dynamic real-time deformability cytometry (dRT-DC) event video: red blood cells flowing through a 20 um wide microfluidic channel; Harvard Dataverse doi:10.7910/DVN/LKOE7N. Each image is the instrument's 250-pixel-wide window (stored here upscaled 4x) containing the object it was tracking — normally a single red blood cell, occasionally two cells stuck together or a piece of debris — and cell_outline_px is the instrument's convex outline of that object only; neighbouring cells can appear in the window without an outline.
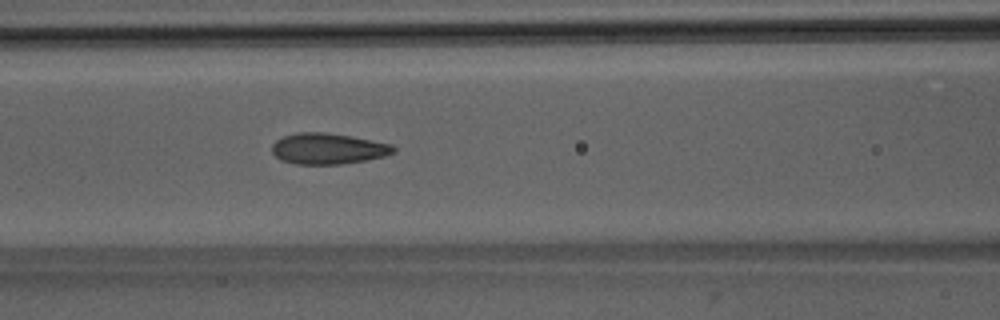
{"species": "Egyptian fruit bat (a non-hibernating species)", "species_latin": "Rousettus aegyptiacus", "temperature_condition": "room temperature", "stored_images_in_passage": 51, "camera_frame_rate_fps": 3000, "um_per_image_px": 0.085, "animal": {"sex": "male"}, "frame": {"image": 1, "passage_image": 22, "time_ms": 7.0, "image_size_px": [1000, 320], "cell_outline_px": [[396, 152], [384, 156], [364, 160], [340, 164], [296, 164], [280, 160], [272, 152], [272, 144], [276, 140], [284, 136], [300, 132], [324, 132], [348, 136], [392, 144], [396, 148]], "centroid_in_image_um": [27.86, 12.64], "position_along_channel_um": 138.7, "area_um2": 21.73}}
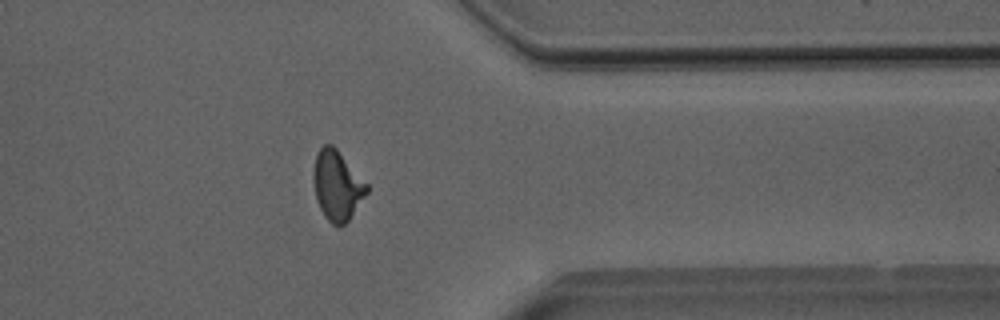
{"frame": {"image": 2, "passage_image": 41, "time_ms": 13.333, "image_size_px": [1000, 320], "cell_outline_px": [[368, 192], [348, 220], [344, 224], [332, 224], [324, 216], [320, 208], [316, 196], [312, 176], [312, 172], [316, 152], [324, 144], [332, 144], [336, 148], [368, 184]], "centroid_in_image_um": [28.64, 15.73], "position_along_channel_um": 382.8, "area_um2": 21.5}}
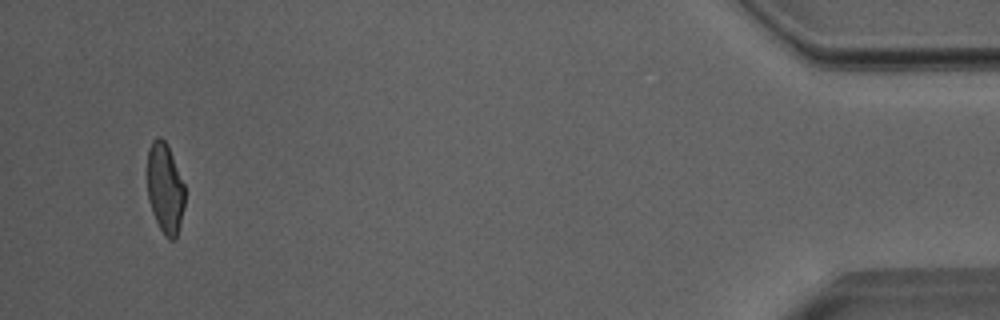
{"frame": {"image": 3, "passage_image": 49, "time_ms": 16.0, "image_size_px": [1000, 320], "cell_outline_px": [[184, 208], [176, 240], [168, 240], [164, 236], [152, 212], [148, 200], [148, 148], [152, 140], [156, 136], [160, 136], [168, 144], [184, 184]], "centroid_in_image_um": [14.03, 16.01], "position_along_channel_um": 421.2, "area_um2": 19.94}, "authors_computed_cell_mechanics": {"area_um2": 21.7328, "velocity_mm_per_s": 4.006, "shape_relaxation_time_tau1_ms": 6.1979, "shape_relaxation_time_tau2_ms": 1.0394, "deformation_change_tau1": 0.1748, "deformation_change_tau2": 0.0729}}